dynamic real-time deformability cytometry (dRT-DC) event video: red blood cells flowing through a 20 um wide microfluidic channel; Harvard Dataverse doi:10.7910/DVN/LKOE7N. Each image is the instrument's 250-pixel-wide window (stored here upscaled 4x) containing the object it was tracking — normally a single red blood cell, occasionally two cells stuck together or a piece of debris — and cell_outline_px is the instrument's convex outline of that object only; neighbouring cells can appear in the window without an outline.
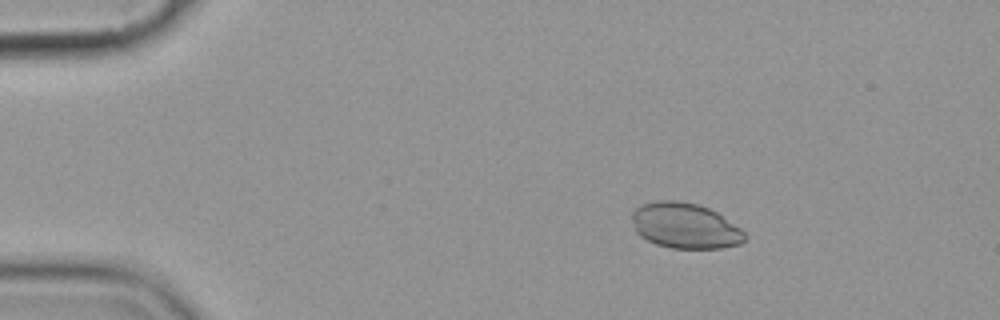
{"species": "common noctule bat (a hibernating species)", "species_latin": "Nyctalus noctula", "temperature_condition": "cold", "stored_images_in_passage": 5, "camera_frame_rate_fps": 3000, "um_per_image_px": 0.085, "animal": {"sex": "female", "body_mass_g": 19.9}, "frame": {"image": 1, "passage_image": 2, "time_ms": 1.333, "image_size_px": [1000, 320], "cell_outline_px": [[748, 236], [740, 244], [720, 248], [672, 248], [656, 244], [640, 236], [636, 232], [632, 220], [632, 212], [640, 204], [656, 200], [676, 200], [696, 204], [708, 208], [716, 212], [740, 228]], "centroid_in_image_um": [58.21, 19.18], "position_along_channel_um": 26.8, "area_um2": 29.88}}